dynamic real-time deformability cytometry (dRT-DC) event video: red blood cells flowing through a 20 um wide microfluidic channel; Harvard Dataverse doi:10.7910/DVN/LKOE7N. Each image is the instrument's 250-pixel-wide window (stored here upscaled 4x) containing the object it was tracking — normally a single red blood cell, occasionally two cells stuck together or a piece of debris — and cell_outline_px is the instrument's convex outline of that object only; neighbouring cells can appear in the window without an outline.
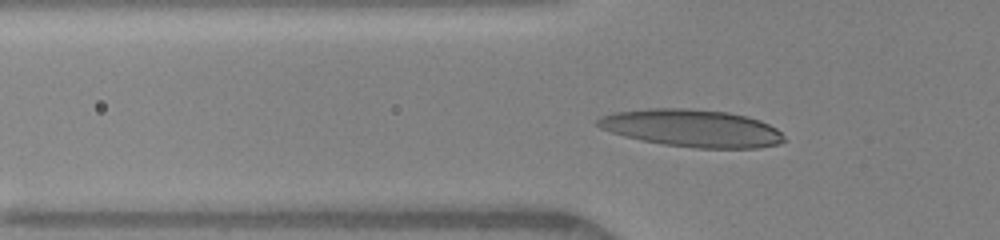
{"species": "human", "species_latin": "Homo sapiens", "temperature_condition": "warm", "stored_images_in_passage": 41, "camera_frame_rate_fps": 3000, "um_per_image_px": 0.085, "donor": {"sex": "female"}, "frame": {"image": 1, "passage_image": 15, "time_ms": 4.667, "image_size_px": [1000, 240], "cell_outline_px": [[788, 140], [780, 144], [756, 148], [696, 148], [664, 144], [640, 140], [624, 136], [600, 128], [596, 124], [596, 120], [600, 116], [612, 112], [648, 108], [688, 108], [728, 112], [748, 116], [760, 120], [776, 128]], "centroid_in_image_um": [58.82, 10.89], "position_along_channel_um": 67.0, "area_um2": 40.98}}
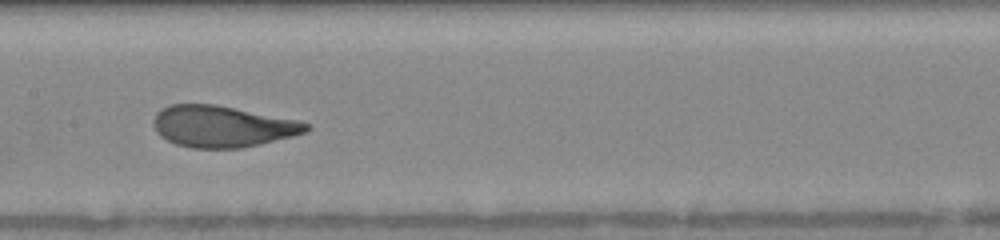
{"frame": {"image": 2, "passage_image": 24, "time_ms": 7.667, "image_size_px": [1000, 240], "cell_outline_px": [[312, 128], [308, 132], [260, 144], [240, 148], [192, 148], [176, 144], [160, 136], [156, 132], [152, 124], [152, 120], [156, 112], [160, 108], [168, 104], [216, 104], [300, 120], [308, 124]], "centroid_in_image_um": [18.88, 10.73], "position_along_channel_um": 188.5, "area_um2": 37.28}}
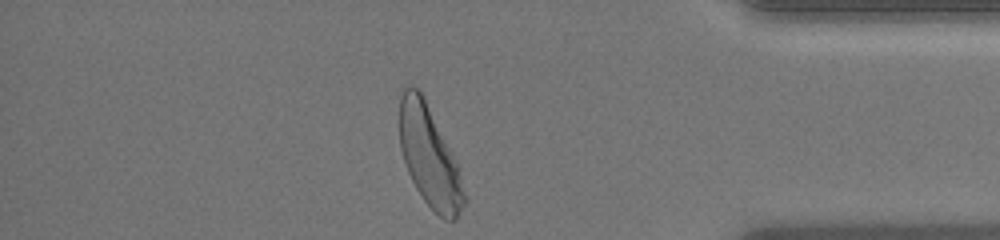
{"frame": {"image": 3, "passage_image": 41, "time_ms": 13.333, "image_size_px": [1000, 240], "cell_outline_px": [[468, 200], [456, 220], [444, 220], [424, 200], [416, 188], [408, 172], [400, 148], [400, 96], [404, 88], [408, 84], [412, 84], [420, 88], [456, 160]], "centroid_in_image_um": [36.52, 13.29], "position_along_channel_um": 398.7, "area_um2": 38.09}, "authors_computed_cell_mechanics": {"area_um2": 36.5874, "velocity_mm_per_s": 4.1135, "shape_relaxation_time_tau1_ms": 4.1476, "shape_relaxation_time_tau2_ms": 0.7534, "deformation_change_tau1": 0.227, "deformation_change_tau2": 0.0834}}